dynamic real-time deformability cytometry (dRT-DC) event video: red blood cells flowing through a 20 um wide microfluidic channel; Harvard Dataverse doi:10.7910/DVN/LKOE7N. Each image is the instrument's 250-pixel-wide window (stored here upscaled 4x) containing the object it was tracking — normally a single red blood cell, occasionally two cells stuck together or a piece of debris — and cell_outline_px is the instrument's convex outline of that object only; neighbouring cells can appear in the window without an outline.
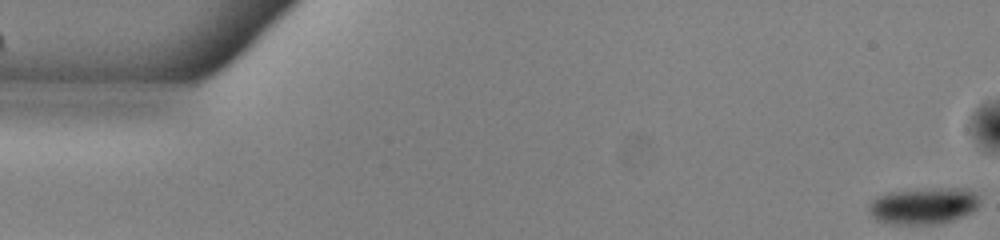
{"species": "common noctule bat (a hibernating species)", "species_latin": "Nyctalus noctula", "temperature_condition": "warm", "stored_images_in_passage": 53, "camera_frame_rate_fps": 3000, "um_per_image_px": 0.085, "animal": {"sex": "male", "body_mass_g": 13.0, "forearm_length_mm": 53.1}, "frame": {"image": 1, "passage_image": 1, "time_ms": 0.0, "image_size_px": [1000, 240], "cell_outline_px": [[980, 204], [972, 212], [964, 216], [940, 224], [892, 224], [876, 220], [868, 212], [868, 204], [876, 196], [888, 192], [940, 188], [960, 188], [972, 192], [980, 200]], "centroid_in_image_um": [78.46, 17.51], "position_along_channel_um": 6.5, "area_um2": 23.64}}
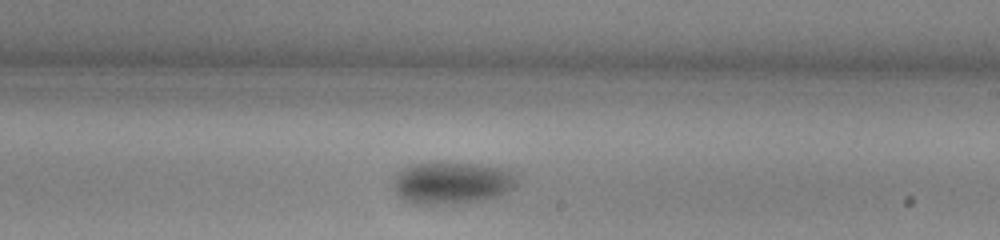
{"frame": {"image": 2, "passage_image": 31, "time_ms": 10.0, "image_size_px": [1000, 240], "cell_outline_px": [[516, 184], [508, 192], [484, 200], [444, 204], [416, 204], [404, 200], [396, 192], [392, 184], [396, 172], [400, 168], [408, 164], [428, 160], [440, 160], [476, 164], [504, 168], [516, 176]], "centroid_in_image_um": [38.33, 15.49], "position_along_channel_um": 250.7, "area_um2": 31.21}}
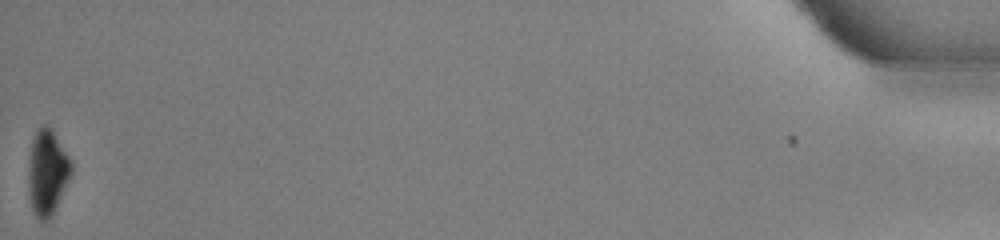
{"frame": {"image": 3, "passage_image": 53, "time_ms": 17.333, "image_size_px": [1000, 240], "cell_outline_px": [[72, 172], [52, 216], [48, 220], [40, 220], [36, 216], [32, 208], [28, 192], [28, 168], [32, 140], [36, 132], [44, 124], [48, 124], [68, 156], [72, 164]], "centroid_in_image_um": [4.0, 14.67], "position_along_channel_um": 431.2, "area_um2": 21.04}, "authors_computed_cell_mechanics": {"area_um2": 26.9348, "velocity_mm_per_s": 3.9003, "shape_relaxation_time_tau1_ms": 2.9616, "shape_relaxation_time_tau2_ms": null, "deformation_change_tau1": 0.0822, "deformation_change_tau2": null}}